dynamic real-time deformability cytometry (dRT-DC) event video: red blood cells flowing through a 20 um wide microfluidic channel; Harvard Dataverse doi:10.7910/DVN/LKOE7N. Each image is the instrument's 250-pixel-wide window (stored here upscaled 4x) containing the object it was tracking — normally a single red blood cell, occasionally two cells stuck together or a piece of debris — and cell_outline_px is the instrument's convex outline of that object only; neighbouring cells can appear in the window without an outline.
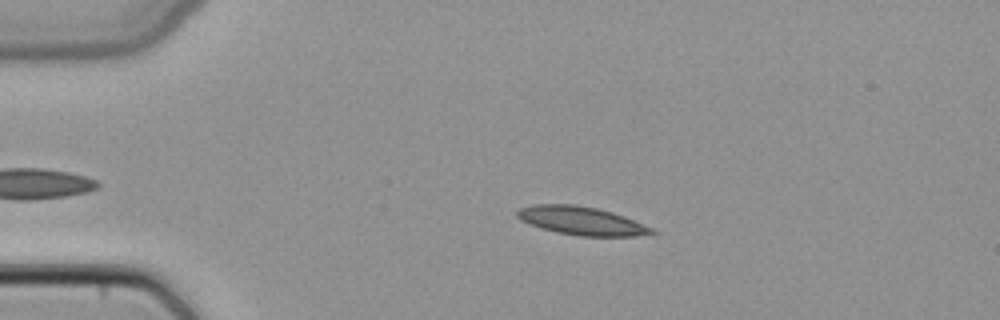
{"species": "common noctule bat (a hibernating species)", "species_latin": "Nyctalus noctula", "temperature_condition": "cold", "stored_images_in_passage": 43, "camera_frame_rate_fps": 3000, "um_per_image_px": 0.085, "animal": {"sex": "female", "body_mass_g": 22.7, "forearm_length_mm": 54.2}, "frame": {"image": 1, "passage_image": 10, "time_ms": 3.0, "image_size_px": [1000, 320], "cell_outline_px": [[660, 232], [636, 236], [580, 236], [540, 228], [528, 224], [520, 220], [516, 216], [516, 212], [520, 208], [532, 204], [576, 204], [596, 208], [612, 212], [624, 216], [652, 228]], "centroid_in_image_um": [49.4, 18.76], "position_along_channel_um": 35.6, "area_um2": 22.25}}
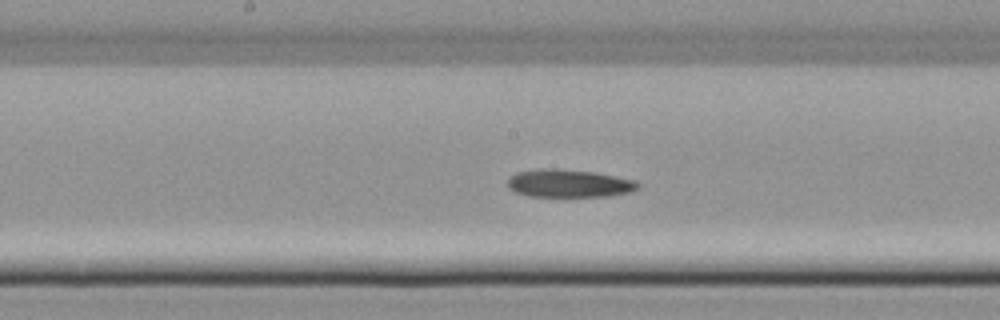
{"frame": {"image": 2, "passage_image": 25, "time_ms": 8.0, "image_size_px": [1000, 320], "cell_outline_px": [[640, 188], [632, 192], [608, 196], [528, 196], [516, 192], [508, 188], [508, 180], [516, 172], [540, 168], [556, 168], [596, 172], [636, 180], [640, 184]], "centroid_in_image_um": [48.4, 15.58], "position_along_channel_um": 199.8, "area_um2": 21.39}}
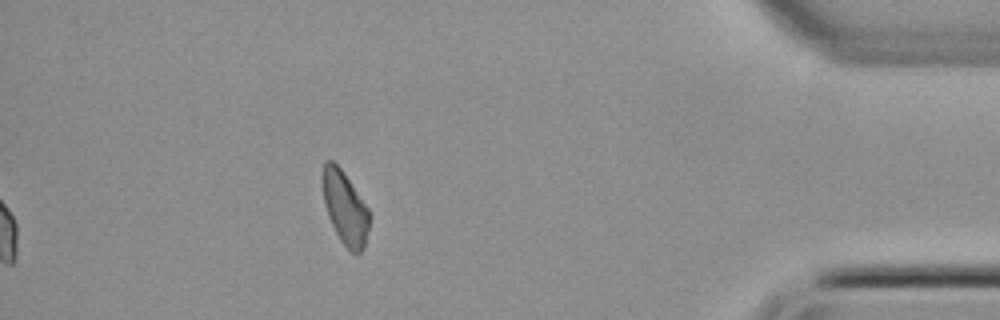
{"frame": {"image": 3, "passage_image": 43, "time_ms": 14.0, "image_size_px": [1000, 320], "cell_outline_px": [[368, 228], [364, 248], [360, 252], [352, 252], [340, 240], [328, 216], [324, 200], [320, 180], [320, 176], [324, 160], [332, 160], [340, 168], [368, 208]], "centroid_in_image_um": [29.27, 17.61], "position_along_channel_um": 405.9, "area_um2": 19.65}}